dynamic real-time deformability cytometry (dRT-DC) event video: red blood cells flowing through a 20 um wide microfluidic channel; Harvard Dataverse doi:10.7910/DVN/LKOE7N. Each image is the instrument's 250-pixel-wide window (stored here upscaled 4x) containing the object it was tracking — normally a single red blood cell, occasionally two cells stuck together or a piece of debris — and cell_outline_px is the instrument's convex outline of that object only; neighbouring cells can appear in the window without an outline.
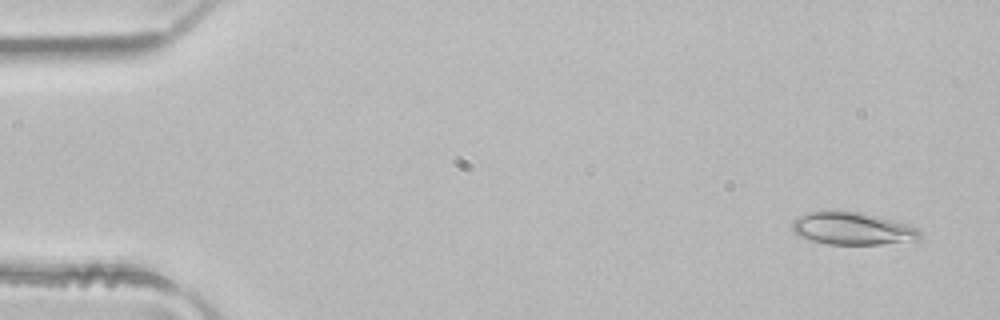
{"species": "common noctule bat (a hibernating species)", "species_latin": "Nyctalus noctula", "temperature_condition": "room temperature", "stored_images_in_passage": 2, "camera_frame_rate_fps": 3000, "um_per_image_px": 0.085, "animal": {"sex": "male", "body_mass_g": 21.5, "forearm_length_mm": 52.0}, "frame": {"image": 1, "passage_image": 1, "time_ms": 0.0, "image_size_px": [1000, 320], "cell_outline_px": [[920, 240], [880, 244], [828, 244], [812, 240], [800, 236], [792, 232], [792, 220], [808, 212], [820, 208], [864, 212], [908, 224], [920, 228]], "centroid_in_image_um": [72.44, 19.38], "position_along_channel_um": 12.6, "area_um2": 24.91}}